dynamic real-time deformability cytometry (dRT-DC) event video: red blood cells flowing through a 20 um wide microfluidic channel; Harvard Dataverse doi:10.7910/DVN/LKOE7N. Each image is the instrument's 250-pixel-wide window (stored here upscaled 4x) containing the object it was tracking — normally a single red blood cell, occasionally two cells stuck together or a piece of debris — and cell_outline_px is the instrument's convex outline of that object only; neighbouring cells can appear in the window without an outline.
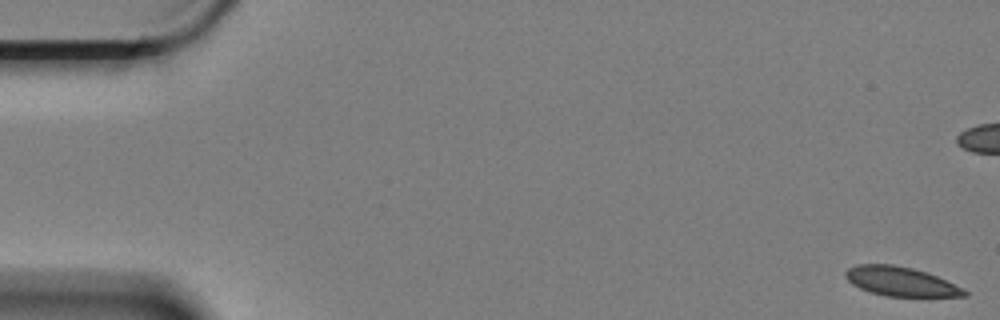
{"species": "Egyptian fruit bat (a non-hibernating species)", "species_latin": "Rousettus aegyptiacus", "temperature_condition": "cold", "stored_images_in_passage": 15, "camera_frame_rate_fps": 3000, "um_per_image_px": 0.085, "animal": {"sex": "female"}, "frame": {"image": 1, "passage_image": 1, "time_ms": 0.0, "image_size_px": [1000, 320], "cell_outline_px": [[968, 296], [884, 296], [860, 288], [852, 284], [844, 276], [844, 272], [848, 268], [856, 264], [892, 264], [912, 268], [936, 276], [968, 292]], "centroid_in_image_um": [76.48, 23.91], "position_along_channel_um": 8.5, "area_um2": 19.88}}